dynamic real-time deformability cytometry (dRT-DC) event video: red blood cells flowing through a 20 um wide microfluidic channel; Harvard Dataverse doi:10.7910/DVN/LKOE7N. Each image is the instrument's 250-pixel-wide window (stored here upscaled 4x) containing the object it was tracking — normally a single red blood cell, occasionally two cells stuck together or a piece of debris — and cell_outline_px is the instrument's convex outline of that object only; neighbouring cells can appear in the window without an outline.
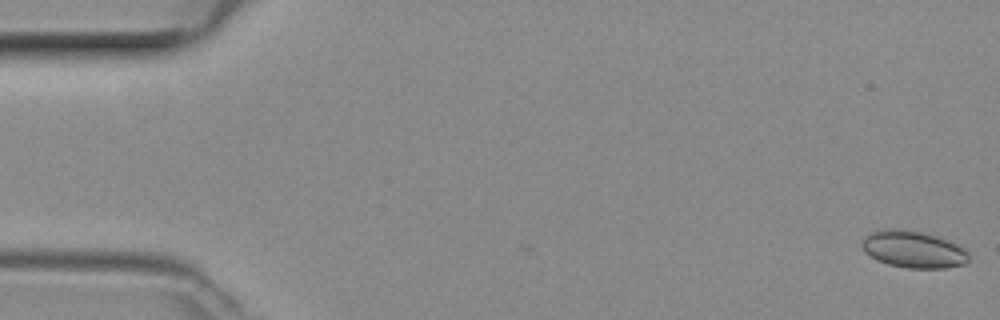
{"species": "common noctule bat (a hibernating species)", "species_latin": "Nyctalus noctula", "temperature_condition": "room temperature", "stored_images_in_passage": 49, "camera_frame_rate_fps": 3000, "um_per_image_px": 0.085, "animal": {"sex": "female", "body_mass_g": 29.2, "forearm_length_mm": 56.3}, "frame": {"image": 1, "passage_image": 1, "time_ms": 0.0, "image_size_px": [1000, 320], "cell_outline_px": [[968, 260], [964, 264], [944, 268], [908, 268], [888, 264], [864, 252], [860, 244], [864, 236], [872, 232], [920, 232], [936, 236], [956, 244], [964, 248], [968, 252]], "centroid_in_image_um": [77.67, 21.25], "position_along_channel_um": 7.3, "area_um2": 21.96}}
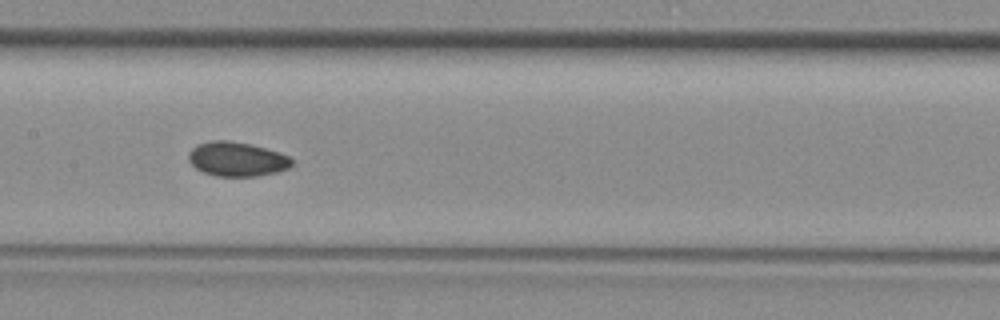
{"frame": {"image": 2, "passage_image": 24, "time_ms": 7.667, "image_size_px": [1000, 320], "cell_outline_px": [[292, 164], [288, 168], [276, 172], [256, 176], [216, 176], [204, 172], [196, 168], [188, 160], [188, 152], [196, 144], [212, 140], [228, 140], [248, 144], [280, 152], [288, 156], [292, 160]], "centroid_in_image_um": [20.1, 13.52], "position_along_channel_um": 187.3, "area_um2": 20.58}}
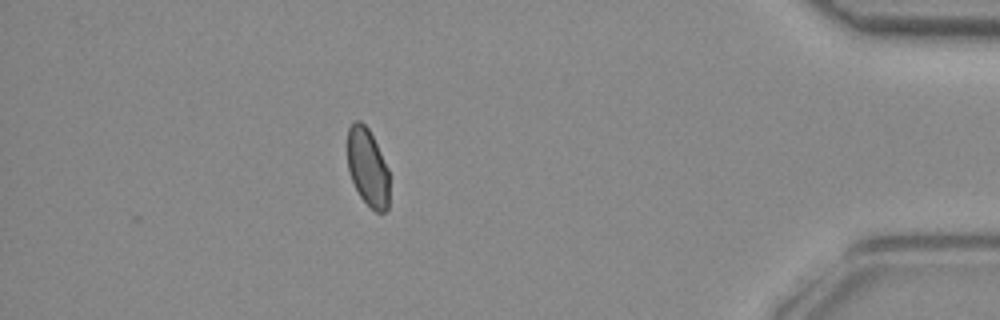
{"frame": {"image": 3, "passage_image": 43, "time_ms": 14.0, "image_size_px": [1000, 320], "cell_outline_px": [[388, 208], [384, 212], [376, 212], [360, 196], [352, 180], [348, 168], [348, 128], [356, 120], [360, 120], [368, 128], [388, 168]], "centroid_in_image_um": [31.25, 14.22], "position_along_channel_um": 404.0, "area_um2": 18.61}}